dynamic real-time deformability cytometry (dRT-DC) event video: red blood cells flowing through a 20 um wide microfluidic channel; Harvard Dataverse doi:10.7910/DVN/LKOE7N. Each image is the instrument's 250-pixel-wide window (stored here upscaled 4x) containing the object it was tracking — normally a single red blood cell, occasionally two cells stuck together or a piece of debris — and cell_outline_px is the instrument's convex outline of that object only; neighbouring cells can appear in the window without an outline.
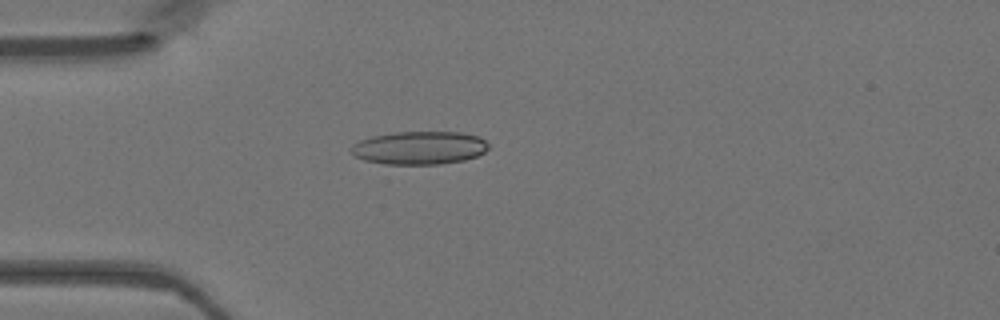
{"species": "Egyptian fruit bat (a non-hibernating species)", "species_latin": "Rousettus aegyptiacus", "temperature_condition": "warm", "stored_images_in_passage": 47, "camera_frame_rate_fps": 3000, "um_per_image_px": 0.085, "animal": {"sex": "female"}, "frame": {"image": 1, "passage_image": 13, "time_ms": 4.0, "image_size_px": [1000, 320], "cell_outline_px": [[488, 148], [484, 152], [476, 156], [464, 160], [440, 164], [384, 164], [364, 160], [356, 156], [348, 148], [352, 144], [360, 140], [372, 136], [392, 132], [460, 132], [480, 136], [488, 144]], "centroid_in_image_um": [35.63, 12.56], "position_along_channel_um": 49.4, "area_um2": 26.65}}
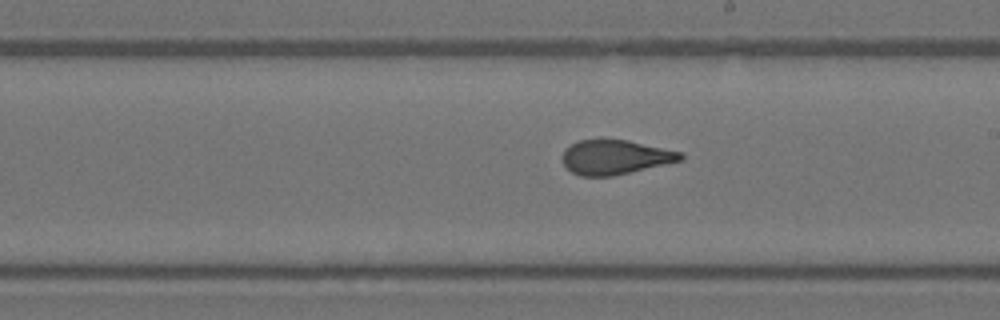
{"frame": {"image": 2, "passage_image": 27, "time_ms": 8.667, "image_size_px": [1000, 320], "cell_outline_px": [[684, 156], [680, 160], [664, 164], [612, 176], [580, 176], [572, 172], [564, 164], [560, 156], [564, 148], [580, 140], [600, 136], [628, 140], [684, 152]], "centroid_in_image_um": [52.23, 13.31], "position_along_channel_um": 236.8, "area_um2": 24.28}}
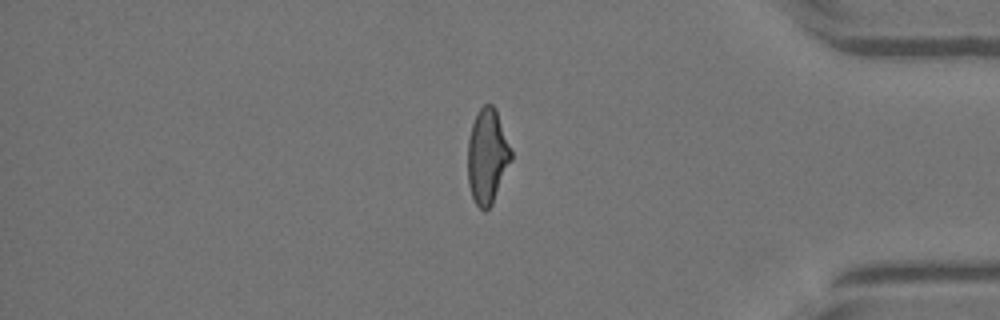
{"frame": {"image": 3, "passage_image": 40, "time_ms": 13.0, "image_size_px": [1000, 320], "cell_outline_px": [[512, 160], [492, 204], [484, 212], [476, 204], [472, 196], [468, 184], [468, 140], [472, 124], [480, 108], [484, 104], [492, 104], [496, 108], [512, 152]], "centroid_in_image_um": [41.42, 13.29], "position_along_channel_um": 393.8, "area_um2": 23.93}}